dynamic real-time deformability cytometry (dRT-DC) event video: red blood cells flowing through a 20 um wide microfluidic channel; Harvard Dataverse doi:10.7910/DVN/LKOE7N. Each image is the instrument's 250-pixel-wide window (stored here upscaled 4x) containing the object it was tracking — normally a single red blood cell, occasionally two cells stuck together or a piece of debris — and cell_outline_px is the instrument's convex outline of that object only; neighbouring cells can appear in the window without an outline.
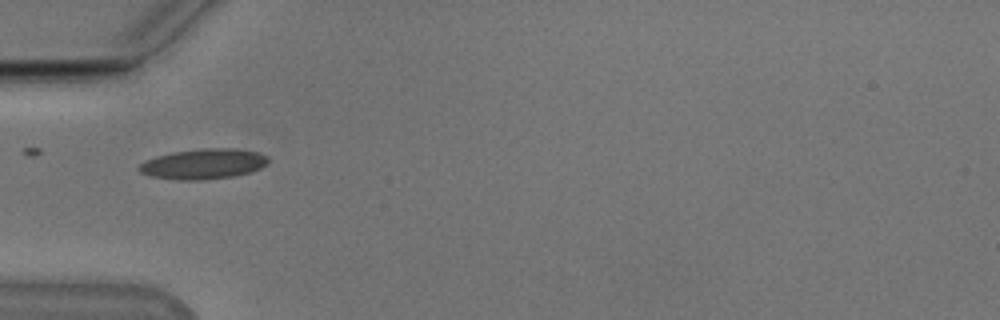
{"species": "Egyptian fruit bat (a non-hibernating species)", "species_latin": "Rousettus aegyptiacus", "temperature_condition": "cold", "stored_images_in_passage": 31, "camera_frame_rate_fps": 3000, "um_per_image_px": 0.085, "animal": {"sex": "male"}, "frame": {"image": 1, "passage_image": 1, "time_ms": 0.0, "image_size_px": [1000, 320], "cell_outline_px": [[268, 160], [260, 168], [248, 172], [232, 176], [200, 180], [176, 180], [152, 176], [140, 172], [136, 168], [144, 160], [156, 156], [172, 152], [204, 148], [236, 148], [260, 152], [268, 156]], "centroid_in_image_um": [17.26, 13.92], "position_along_channel_um": 67.7, "area_um2": 22.77}}
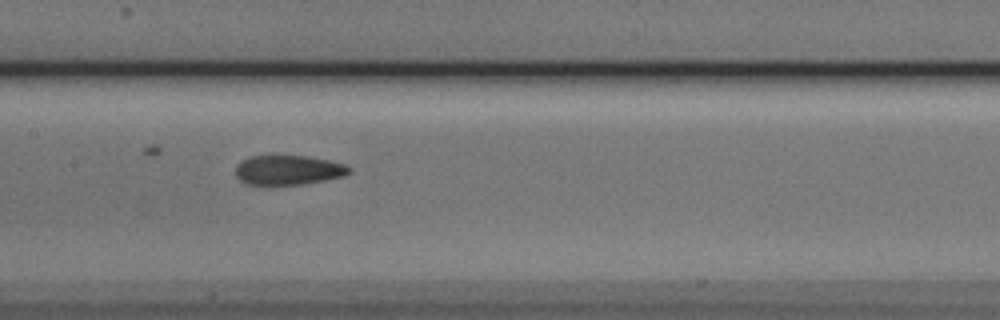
{"frame": {"image": 2, "passage_image": 10, "time_ms": 3.0, "image_size_px": [1000, 320], "cell_outline_px": [[352, 172], [344, 176], [304, 184], [244, 184], [236, 176], [236, 164], [248, 156], [272, 152], [308, 156], [332, 160], [348, 164], [352, 168]], "centroid_in_image_um": [24.51, 14.39], "position_along_channel_um": 182.9, "area_um2": 20.69}}
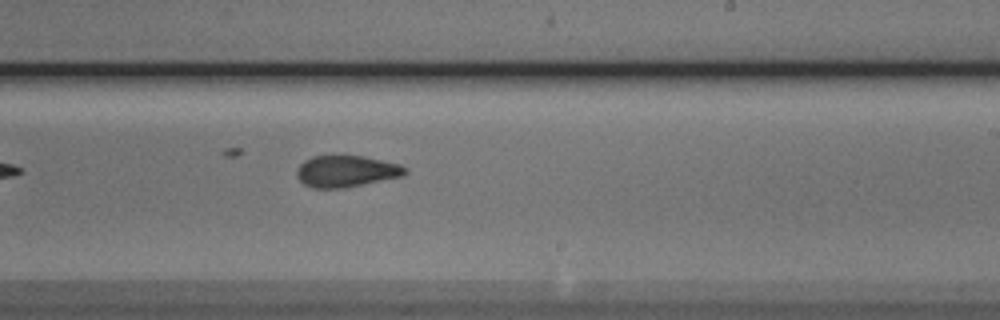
{"frame": {"image": 3, "passage_image": 16, "time_ms": 5.0, "image_size_px": [1000, 320], "cell_outline_px": [[408, 172], [404, 176], [344, 188], [312, 188], [304, 184], [296, 176], [296, 168], [304, 160], [312, 156], [364, 156], [400, 164], [408, 168]], "centroid_in_image_um": [29.44, 14.56], "position_along_channel_um": 259.6, "area_um2": 20.11}, "authors_computed_cell_mechanics": {"area_um2": 20.1144, "velocity_mm_per_s": 3.8542, "shape_relaxation_time_tau1_ms": 7.3231, "shape_relaxation_time_tau2_ms": 2.3144, "deformation_change_tau1": 0.1753, "deformation_change_tau2": 0.0854}}